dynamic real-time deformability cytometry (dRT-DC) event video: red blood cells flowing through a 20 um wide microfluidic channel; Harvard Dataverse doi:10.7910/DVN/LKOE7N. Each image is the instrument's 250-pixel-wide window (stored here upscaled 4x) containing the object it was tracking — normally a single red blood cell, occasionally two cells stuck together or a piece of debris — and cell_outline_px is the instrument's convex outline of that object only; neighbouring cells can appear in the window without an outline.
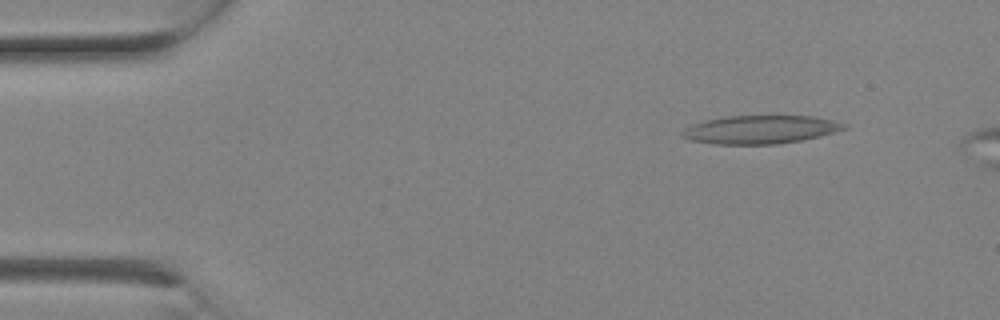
{"species": "Egyptian fruit bat (a non-hibernating species)", "species_latin": "Rousettus aegyptiacus", "temperature_condition": "room temperature", "stored_images_in_passage": 3, "camera_frame_rate_fps": 3000, "um_per_image_px": 0.085, "animal": {"sex": "female"}, "frame": {"image": 1, "passage_image": 1, "time_ms": 0.0, "image_size_px": [1000, 320], "cell_outline_px": [[848, 128], [820, 136], [800, 140], [776, 144], [716, 144], [688, 140], [680, 136], [680, 132], [684, 128], [692, 124], [704, 120], [724, 116], [816, 116], [848, 124]], "centroid_in_image_um": [64.59, 11.01], "position_along_channel_um": 20.4, "area_um2": 26.88}}
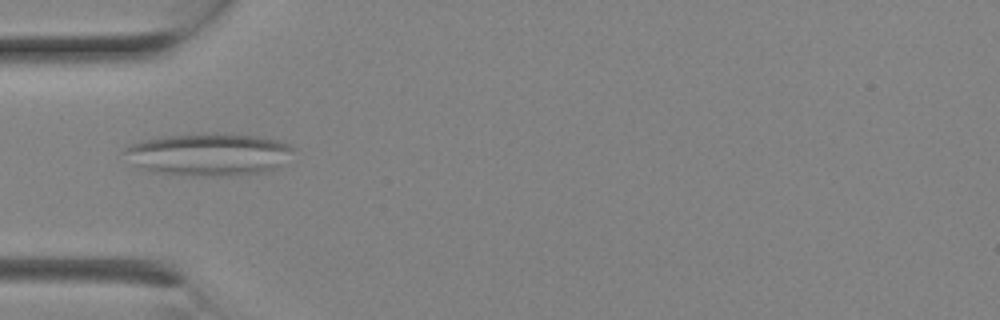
{"frame": {"image": 2, "passage_image": 3, "time_ms": 0.667, "image_size_px": [1000, 320], "cell_outline_px": [[292, 152], [276, 168], [268, 172], [228, 176], [212, 176], [152, 172], [132, 164], [124, 152], [124, 148], [128, 144], [140, 140], [164, 136], [216, 132], [256, 136], [280, 140], [292, 144]], "centroid_in_image_um": [17.73, 13.11], "position_along_channel_um": 67.3, "area_um2": 42.02}}